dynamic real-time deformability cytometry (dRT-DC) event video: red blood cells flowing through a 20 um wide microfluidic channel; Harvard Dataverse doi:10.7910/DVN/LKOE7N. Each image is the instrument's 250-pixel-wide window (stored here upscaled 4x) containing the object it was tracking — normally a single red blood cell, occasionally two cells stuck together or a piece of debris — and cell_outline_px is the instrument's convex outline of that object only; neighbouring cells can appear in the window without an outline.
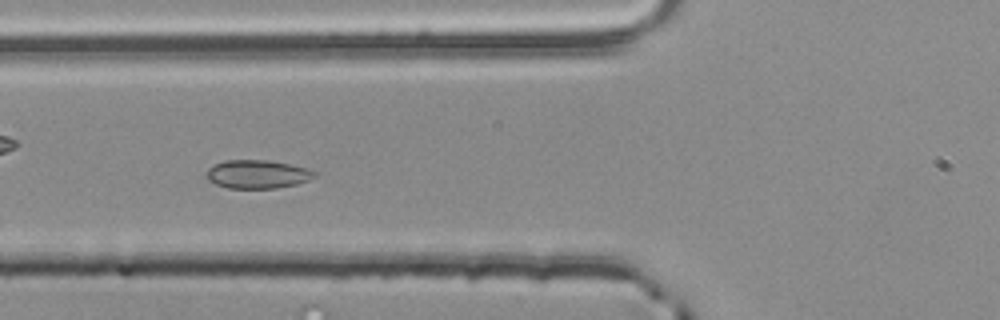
{"species": "common noctule bat (a hibernating species)", "species_latin": "Nyctalus noctula", "temperature_condition": "room temperature", "stored_images_in_passage": 55, "camera_frame_rate_fps": 3000, "um_per_image_px": 0.085, "animal": {"sex": "male", "body_mass_g": 20.4}, "frame": {"image": 1, "passage_image": 20, "time_ms": 6.333, "image_size_px": [1000, 320], "cell_outline_px": [[316, 176], [308, 180], [296, 184], [276, 188], [228, 188], [216, 184], [208, 180], [204, 176], [208, 168], [224, 160], [268, 160], [288, 164], [304, 168], [316, 172]], "centroid_in_image_um": [21.83, 14.81], "position_along_channel_um": 104.0, "area_um2": 17.8}}
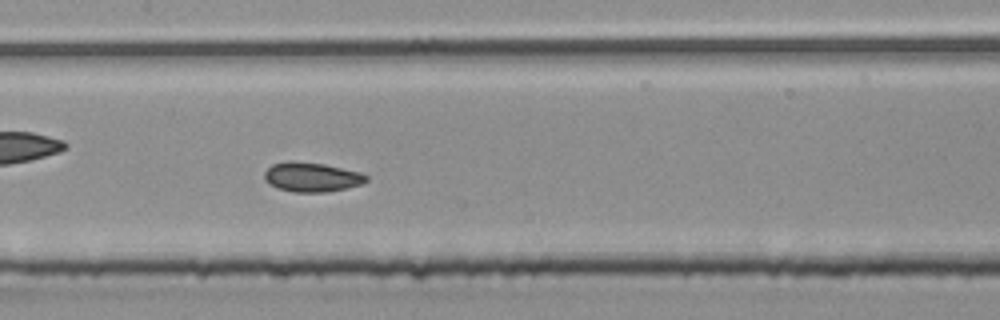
{"frame": {"image": 2, "passage_image": 26, "time_ms": 8.333, "image_size_px": [1000, 320], "cell_outline_px": [[368, 180], [360, 184], [344, 188], [324, 192], [292, 192], [276, 188], [268, 184], [264, 180], [264, 172], [272, 164], [288, 160], [292, 160], [324, 164], [360, 172], [368, 176]], "centroid_in_image_um": [26.43, 15.04], "position_along_channel_um": 181.0, "area_um2": 17.57}}
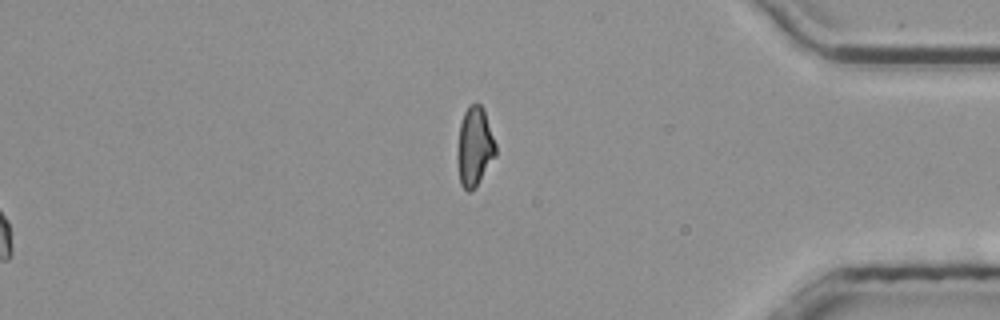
{"frame": {"image": 3, "passage_image": 55, "time_ms": 18.0, "image_size_px": [1000, 320], "cell_outline_px": [[496, 156], [476, 188], [472, 192], [468, 192], [460, 184], [456, 160], [456, 152], [460, 124], [464, 112], [468, 104], [480, 104], [484, 108], [496, 144]], "centroid_in_image_um": [40.33, 12.5], "position_along_channel_um": 394.9, "area_um2": 18.21}, "authors_computed_cell_mechanics": {"area_um2": 17.34, "velocity_mm_per_s": 3.833, "shape_relaxation_time_tau1_ms": 7.4993, "shape_relaxation_time_tau2_ms": null, "deformation_change_tau1": 0.0842, "deformation_change_tau2": null}}